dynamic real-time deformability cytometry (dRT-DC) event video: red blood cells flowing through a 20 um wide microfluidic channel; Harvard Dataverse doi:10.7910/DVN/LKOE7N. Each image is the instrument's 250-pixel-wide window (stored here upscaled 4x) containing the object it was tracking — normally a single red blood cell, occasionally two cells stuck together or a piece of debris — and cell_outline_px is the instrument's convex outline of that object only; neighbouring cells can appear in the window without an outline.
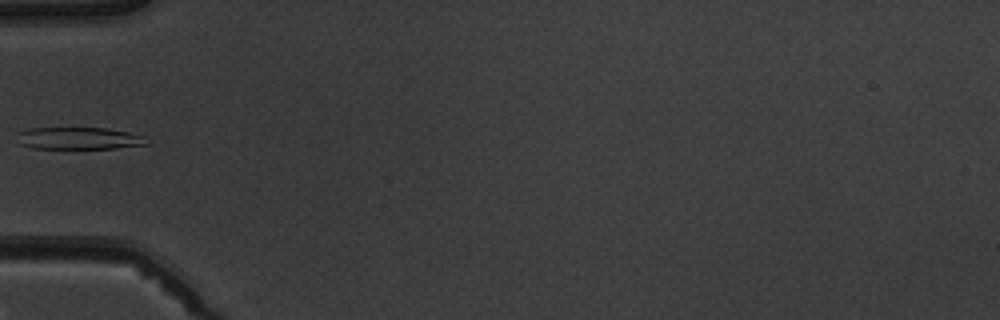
{"species": "common noctule bat (a hibernating species)", "species_latin": "Nyctalus noctula", "temperature_condition": "warm", "stored_images_in_passage": 4, "camera_frame_rate_fps": 3000, "um_per_image_px": 0.085, "animal": {"sex": "male", "body_mass_g": 19.5, "forearm_length_mm": 54.6}, "frame": {"image": 1, "passage_image": 4, "time_ms": 3.667, "image_size_px": [1000, 320], "cell_outline_px": [[148, 144], [116, 148], [32, 148], [16, 144], [16, 132], [28, 128], [104, 128], [128, 132], [144, 136]], "centroid_in_image_um": [6.59, 11.75], "position_along_channel_um": 78.4, "area_um2": 16.82}}